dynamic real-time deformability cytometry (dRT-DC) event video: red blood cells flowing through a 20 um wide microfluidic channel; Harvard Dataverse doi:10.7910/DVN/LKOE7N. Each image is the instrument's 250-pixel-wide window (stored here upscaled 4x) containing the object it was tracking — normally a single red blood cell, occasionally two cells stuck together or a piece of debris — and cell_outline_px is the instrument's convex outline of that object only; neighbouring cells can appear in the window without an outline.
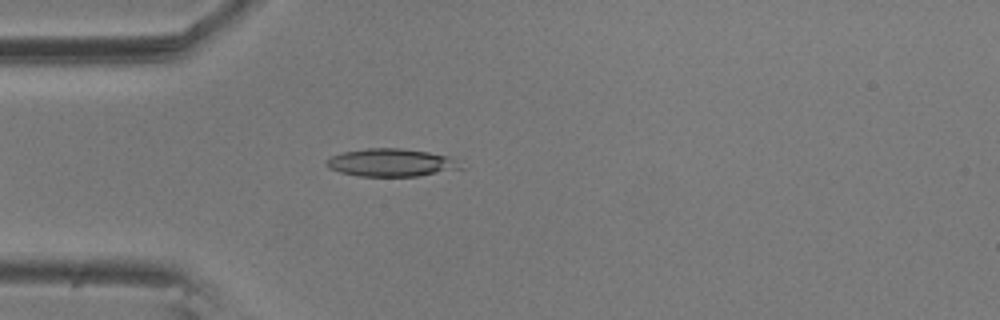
{"species": "common noctule bat (a hibernating species)", "species_latin": "Nyctalus noctula", "temperature_condition": "room temperature", "stored_images_in_passage": 1, "camera_frame_rate_fps": 3000, "um_per_image_px": 0.085, "animal": {"sex": "male", "body_mass_g": 20.5, "forearm_length_mm": 52.5}, "frame": {"image": 1, "passage_image": 1, "time_ms": 0.0, "image_size_px": [1000, 320], "cell_outline_px": [[464, 168], [416, 176], [360, 176], [340, 172], [328, 168], [324, 164], [324, 160], [332, 156], [344, 152], [368, 148], [400, 148], [428, 152], [448, 156]], "centroid_in_image_um": [33.18, 13.82], "position_along_channel_um": 51.8, "area_um2": 21.5}}